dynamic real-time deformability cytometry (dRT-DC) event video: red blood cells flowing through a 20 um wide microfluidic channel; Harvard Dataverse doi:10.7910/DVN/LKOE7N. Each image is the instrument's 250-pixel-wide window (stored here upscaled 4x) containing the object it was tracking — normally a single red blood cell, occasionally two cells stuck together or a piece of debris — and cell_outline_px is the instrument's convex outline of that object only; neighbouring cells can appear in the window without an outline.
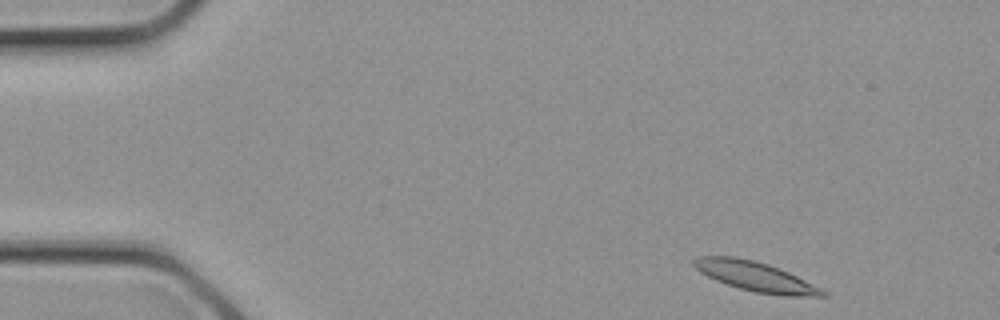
{"species": "common noctule bat (a hibernating species)", "species_latin": "Nyctalus noctula", "temperature_condition": "cold", "stored_images_in_passage": 8, "camera_frame_rate_fps": 3000, "um_per_image_px": 0.085, "animal": {"sex": "female", "body_mass_g": 21.9}, "frame": {"image": 1, "passage_image": 1, "time_ms": 0.0, "image_size_px": [1000, 320], "cell_outline_px": [[828, 296], [784, 296], [756, 292], [740, 288], [716, 280], [700, 272], [692, 264], [692, 260], [696, 256], [732, 256], [756, 260], [768, 264], [788, 272], [828, 292]], "centroid_in_image_um": [64.19, 23.49], "position_along_channel_um": 20.8, "area_um2": 22.02}}
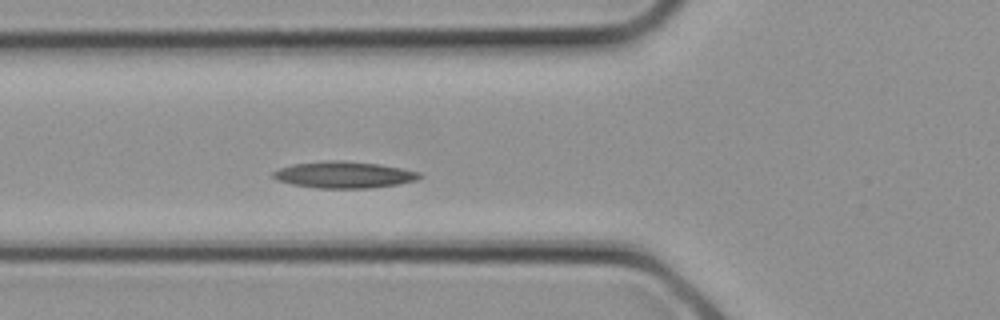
{"frame": {"image": 2, "passage_image": 8, "time_ms": 2.333, "image_size_px": [1000, 320], "cell_outline_px": [[424, 176], [416, 180], [400, 184], [368, 188], [316, 188], [292, 184], [276, 180], [272, 176], [272, 172], [280, 168], [292, 164], [324, 160], [344, 160], [380, 164], [420, 172]], "centroid_in_image_um": [29.23, 14.85], "position_along_channel_um": 96.6, "area_um2": 22.89}}